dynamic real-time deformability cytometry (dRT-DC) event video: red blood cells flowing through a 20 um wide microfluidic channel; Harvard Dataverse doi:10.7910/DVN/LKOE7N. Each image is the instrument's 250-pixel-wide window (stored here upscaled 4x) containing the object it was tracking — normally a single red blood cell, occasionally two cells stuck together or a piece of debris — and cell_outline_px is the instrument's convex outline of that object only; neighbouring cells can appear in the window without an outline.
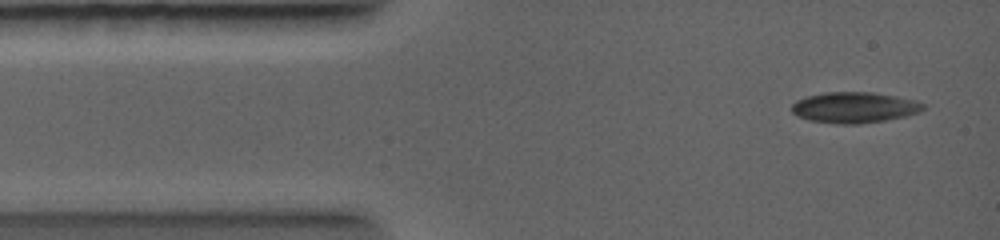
{"species": "common noctule bat (a hibernating species)", "species_latin": "Nyctalus noctula", "temperature_condition": "warm", "stored_images_in_passage": 24, "camera_frame_rate_fps": 5000, "um_per_image_px": 0.085, "animal": {"sex": "female", "body_mass_g": 19.0, "forearm_length_mm": 56.7}, "frame": {"image": 1, "passage_image": 1, "time_ms": 0.0, "image_size_px": [1000, 240], "cell_outline_px": [[924, 108], [920, 112], [904, 116], [884, 120], [860, 124], [840, 124], [808, 120], [796, 116], [792, 112], [792, 104], [796, 100], [808, 96], [824, 92], [872, 92], [896, 96], [916, 100], [924, 104]], "centroid_in_image_um": [72.6, 9.13], "position_along_channel_um": 12.4, "area_um2": 23.64}}
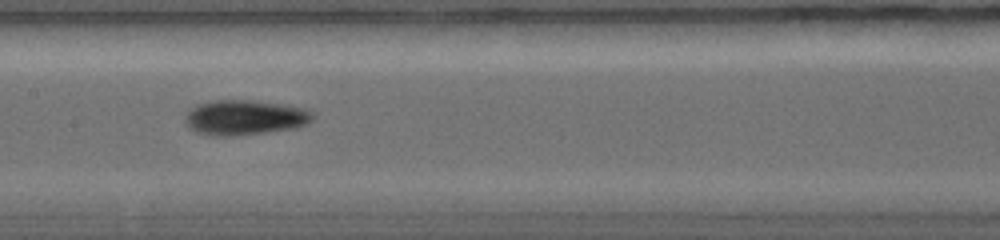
{"frame": {"image": 2, "passage_image": 19, "time_ms": 4.6, "image_size_px": [1000, 240], "cell_outline_px": [[312, 120], [308, 124], [296, 128], [232, 136], [216, 136], [196, 132], [188, 128], [184, 120], [184, 116], [192, 108], [200, 104], [220, 100], [244, 100], [276, 104], [304, 108], [312, 112]], "centroid_in_image_um": [20.78, 10.01], "position_along_channel_um": 186.6, "area_um2": 25.61}}
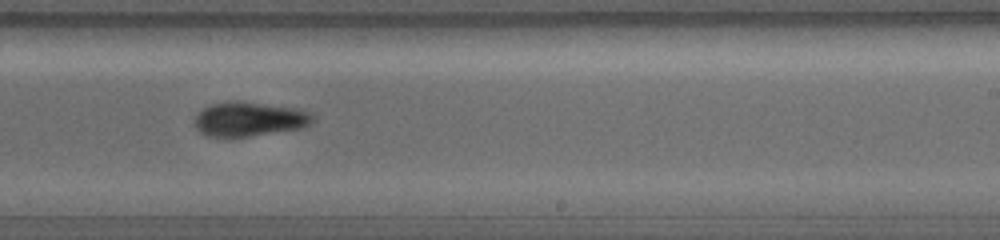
{"frame": {"image": 3, "passage_image": 23, "time_ms": 6.2, "image_size_px": [1000, 240], "cell_outline_px": [[316, 120], [312, 124], [304, 128], [248, 136], [208, 136], [200, 132], [192, 124], [192, 120], [204, 108], [212, 104], [256, 104], [292, 108], [308, 112], [316, 116]], "centroid_in_image_um": [21.22, 10.18], "position_along_channel_um": 267.8, "area_um2": 22.72}}